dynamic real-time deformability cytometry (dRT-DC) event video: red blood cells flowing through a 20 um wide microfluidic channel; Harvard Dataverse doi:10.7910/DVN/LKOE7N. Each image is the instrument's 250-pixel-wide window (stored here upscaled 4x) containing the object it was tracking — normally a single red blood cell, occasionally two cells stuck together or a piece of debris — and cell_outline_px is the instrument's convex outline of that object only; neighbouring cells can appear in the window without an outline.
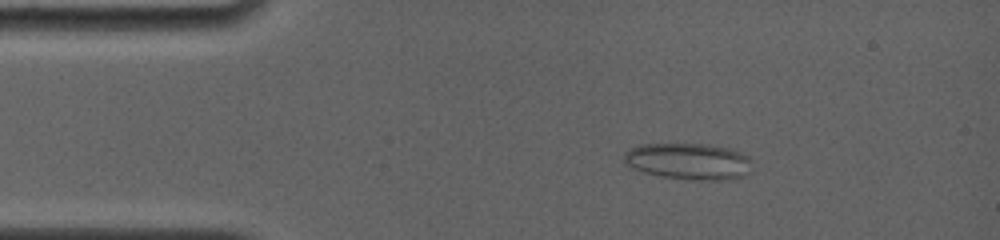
{"species": "common noctule bat (a hibernating species)", "species_latin": "Nyctalus noctula", "temperature_condition": "room temperature", "stored_images_in_passage": 34, "camera_frame_rate_fps": 4000, "um_per_image_px": 0.085, "animal": {"sex": "female", "body_mass_g": 19.0, "forearm_length_mm": 56.7}, "frame": {"image": 1, "passage_image": 8, "time_ms": 2.5, "image_size_px": [1000, 240], "cell_outline_px": [[752, 160], [748, 172], [744, 176], [732, 180], [700, 180], [664, 176], [640, 172], [624, 164], [624, 152], [628, 148], [640, 144], [708, 144], [732, 148], [748, 156]], "centroid_in_image_um": [58.52, 13.7], "position_along_channel_um": 26.5, "area_um2": 27.57}}
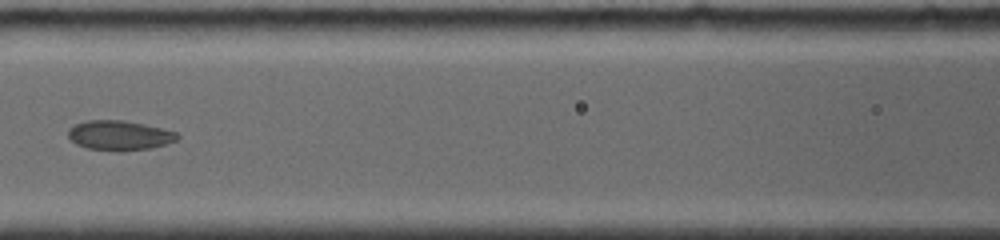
{"frame": {"image": 2, "passage_image": 20, "time_ms": 7.25, "image_size_px": [1000, 240], "cell_outline_px": [[180, 136], [176, 140], [152, 148], [120, 152], [88, 148], [76, 144], [68, 136], [68, 128], [76, 124], [88, 120], [124, 120], [144, 124], [176, 132]], "centroid_in_image_um": [10.14, 11.51], "position_along_channel_um": 156.5, "area_um2": 18.9}}
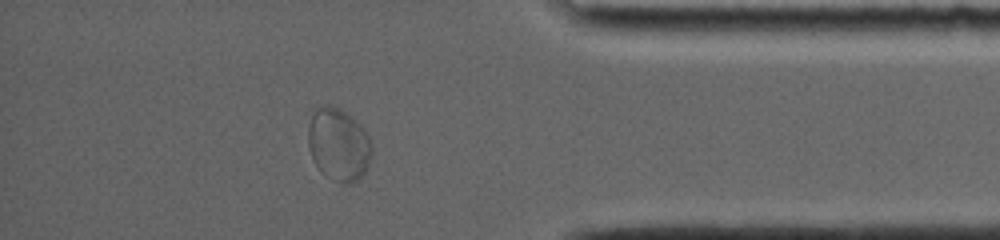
{"frame": {"image": 3, "passage_image": 31, "time_ms": 14.25, "image_size_px": [1000, 240], "cell_outline_px": [[372, 152], [368, 164], [364, 172], [352, 184], [344, 184], [324, 176], [320, 172], [312, 160], [308, 144], [308, 124], [312, 108], [324, 104], [328, 104], [340, 108], [348, 112], [364, 128], [372, 144]], "centroid_in_image_um": [28.74, 12.24], "position_along_channel_um": 406.5, "area_um2": 27.69}}